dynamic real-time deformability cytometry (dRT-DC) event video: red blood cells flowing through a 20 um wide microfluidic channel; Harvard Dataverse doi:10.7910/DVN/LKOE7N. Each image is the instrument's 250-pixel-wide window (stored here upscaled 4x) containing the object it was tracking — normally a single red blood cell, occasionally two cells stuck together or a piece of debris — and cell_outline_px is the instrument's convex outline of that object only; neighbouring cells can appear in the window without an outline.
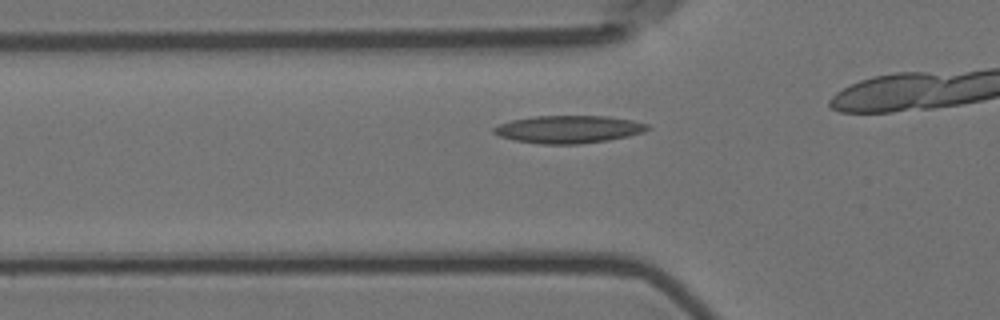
{"species": "Egyptian fruit bat (a non-hibernating species)", "species_latin": "Rousettus aegyptiacus", "temperature_condition": "room temperature", "stored_images_in_passage": 15, "camera_frame_rate_fps": 3000, "um_per_image_px": 0.085, "animal": {"sex": "female"}, "frame": {"image": 1, "passage_image": 9, "time_ms": 2.667, "image_size_px": [1000, 320], "cell_outline_px": [[652, 128], [628, 136], [608, 140], [580, 144], [540, 144], [516, 140], [500, 136], [492, 132], [492, 128], [500, 124], [512, 120], [536, 116], [608, 116], [632, 120], [648, 124]], "centroid_in_image_um": [48.34, 10.99], "position_along_channel_um": 77.5, "area_um2": 24.62}}
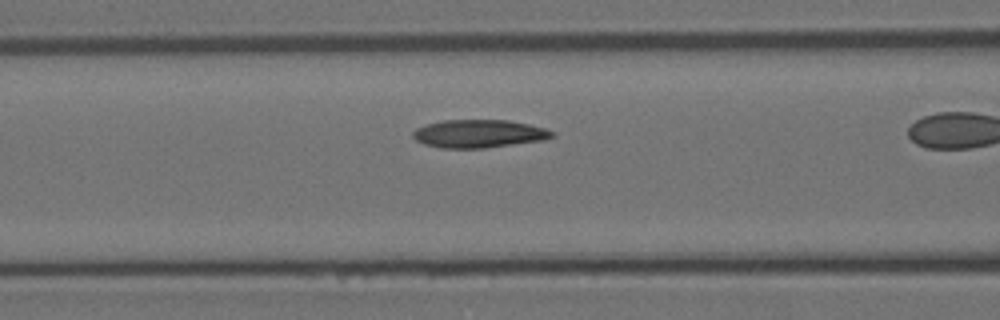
{"frame": {"image": 2, "passage_image": 13, "time_ms": 4.0, "image_size_px": [1000, 320], "cell_outline_px": [[556, 136], [544, 140], [484, 148], [440, 148], [424, 144], [416, 140], [412, 136], [412, 132], [416, 128], [428, 124], [444, 120], [508, 120], [528, 124], [544, 128], [556, 132]], "centroid_in_image_um": [40.72, 11.37], "position_along_channel_um": 125.9, "area_um2": 22.77}}